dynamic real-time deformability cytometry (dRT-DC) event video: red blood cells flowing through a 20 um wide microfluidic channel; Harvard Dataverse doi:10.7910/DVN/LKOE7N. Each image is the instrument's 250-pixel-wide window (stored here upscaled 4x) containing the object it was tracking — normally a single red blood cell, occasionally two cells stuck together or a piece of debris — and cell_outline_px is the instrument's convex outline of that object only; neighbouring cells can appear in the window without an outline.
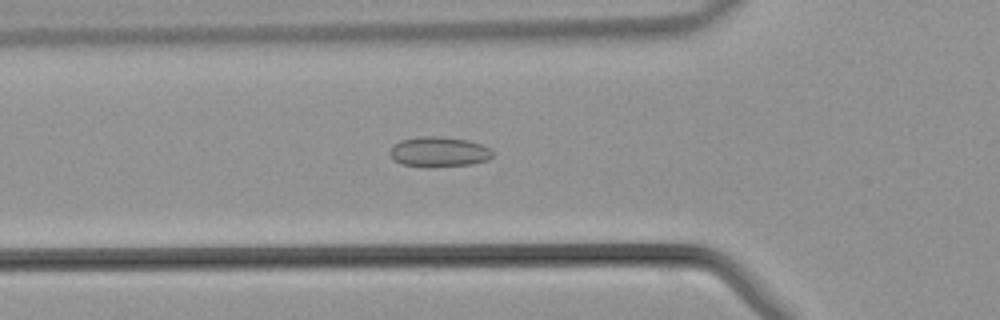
{"species": "common noctule bat (a hibernating species)", "species_latin": "Nyctalus noctula", "temperature_condition": "warm", "stored_images_in_passage": 42, "camera_frame_rate_fps": 3000, "um_per_image_px": 0.085, "animal": {"sex": "male", "body_mass_g": 21.5, "forearm_length_mm": 52.0}, "frame": {"image": 1, "passage_image": 14, "time_ms": 4.333, "image_size_px": [1000, 320], "cell_outline_px": [[496, 152], [488, 160], [472, 164], [428, 168], [404, 164], [392, 160], [388, 152], [392, 144], [400, 140], [420, 136], [440, 136], [468, 140], [480, 144]], "centroid_in_image_um": [37.27, 12.91], "position_along_channel_um": 88.5, "area_um2": 18.44}}
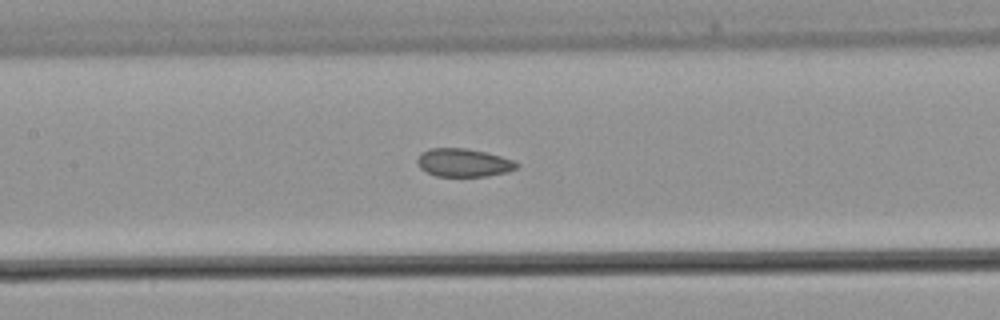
{"frame": {"image": 2, "passage_image": 19, "time_ms": 6.0, "image_size_px": [1000, 320], "cell_outline_px": [[520, 164], [516, 168], [508, 172], [488, 176], [436, 176], [420, 168], [416, 160], [420, 152], [432, 148], [468, 148], [500, 156], [512, 160]], "centroid_in_image_um": [39.39, 13.82], "position_along_channel_um": 168.0, "area_um2": 16.3}}
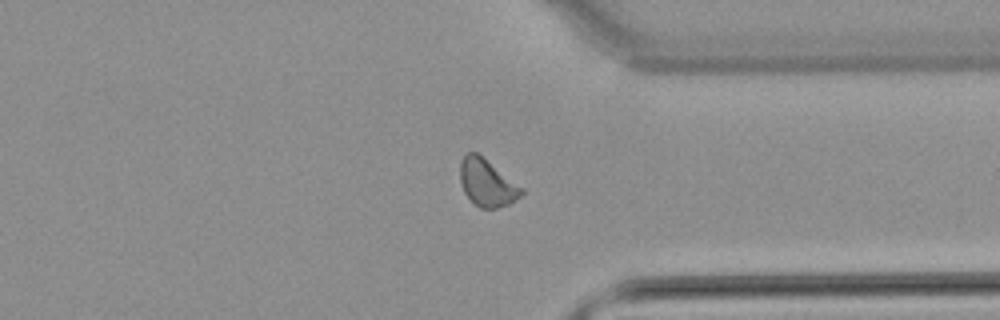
{"frame": {"image": 3, "passage_image": 32, "time_ms": 10.333, "image_size_px": [1000, 320], "cell_outline_px": [[524, 192], [520, 196], [508, 204], [496, 208], [480, 208], [464, 192], [460, 180], [460, 160], [468, 152], [476, 152], [524, 188]], "centroid_in_image_um": [41.39, 15.53], "position_along_channel_um": 370.0, "area_um2": 16.59}}